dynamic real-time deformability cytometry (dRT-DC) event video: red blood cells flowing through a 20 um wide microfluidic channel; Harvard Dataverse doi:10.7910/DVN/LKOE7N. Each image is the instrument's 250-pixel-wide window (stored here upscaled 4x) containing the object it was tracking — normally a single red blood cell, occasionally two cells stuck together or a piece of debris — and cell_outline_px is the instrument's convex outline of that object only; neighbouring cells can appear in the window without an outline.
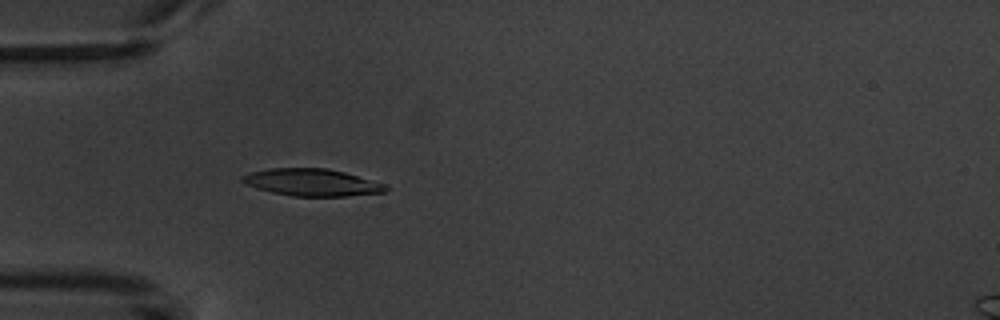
{"species": "common noctule bat (a hibernating species)", "species_latin": "Nyctalus noctula", "temperature_condition": "warm", "stored_images_in_passage": 4, "camera_frame_rate_fps": 3000, "um_per_image_px": 0.085, "animal": {"sex": "male", "body_mass_g": 20.1, "forearm_length_mm": 53.5}, "frame": {"image": 1, "passage_image": 4, "time_ms": 3.333, "image_size_px": [1000, 320], "cell_outline_px": [[388, 188], [384, 192], [344, 196], [292, 196], [272, 192], [244, 184], [240, 180], [240, 176], [252, 172], [268, 168], [328, 168], [344, 172], [388, 184]], "centroid_in_image_um": [26.51, 15.5], "position_along_channel_um": 58.5, "area_um2": 22.72}}